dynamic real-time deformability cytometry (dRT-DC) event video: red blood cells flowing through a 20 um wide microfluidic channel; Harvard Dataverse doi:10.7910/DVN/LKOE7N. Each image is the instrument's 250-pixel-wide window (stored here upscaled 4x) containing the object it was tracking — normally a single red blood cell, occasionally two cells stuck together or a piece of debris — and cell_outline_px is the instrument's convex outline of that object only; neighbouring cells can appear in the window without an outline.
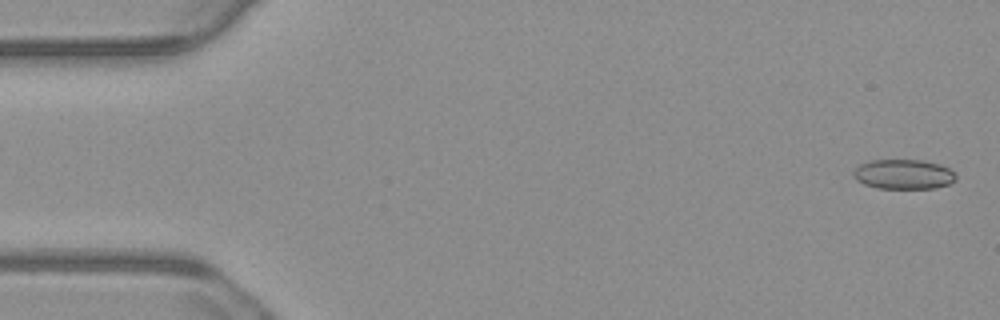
{"species": "common noctule bat (a hibernating species)", "species_latin": "Nyctalus noctula", "temperature_condition": "warm", "stored_images_in_passage": 55, "camera_frame_rate_fps": 3000, "um_per_image_px": 0.085, "animal": {"sex": "male", "body_mass_g": 23.1, "forearm_length_mm": 52.7}, "frame": {"image": 1, "passage_image": 2, "time_ms": 0.333, "image_size_px": [1000, 320], "cell_outline_px": [[956, 180], [948, 184], [936, 188], [876, 188], [864, 184], [856, 180], [852, 176], [852, 172], [860, 164], [872, 160], [924, 160], [940, 164], [948, 168], [956, 176]], "centroid_in_image_um": [76.78, 14.81], "position_along_channel_um": 8.2, "area_um2": 17.8}}
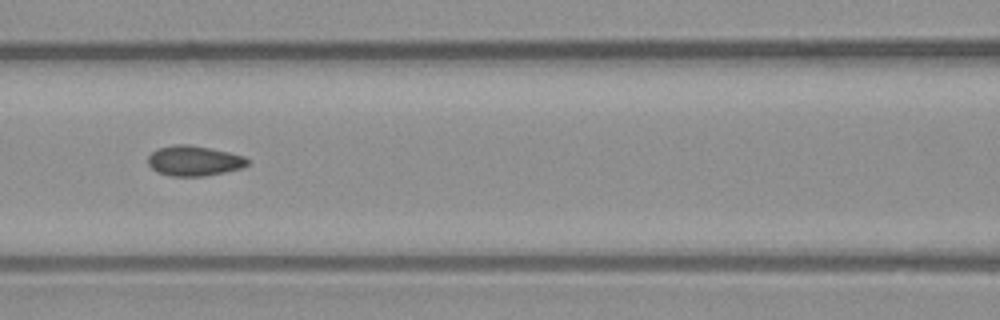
{"frame": {"image": 2, "passage_image": 24, "time_ms": 7.667, "image_size_px": [1000, 320], "cell_outline_px": [[248, 164], [244, 168], [204, 176], [168, 176], [156, 172], [148, 164], [148, 156], [156, 148], [176, 144], [188, 144], [228, 152], [244, 156], [248, 160]], "centroid_in_image_um": [16.47, 13.67], "position_along_channel_um": 150.1, "area_um2": 17.57}}
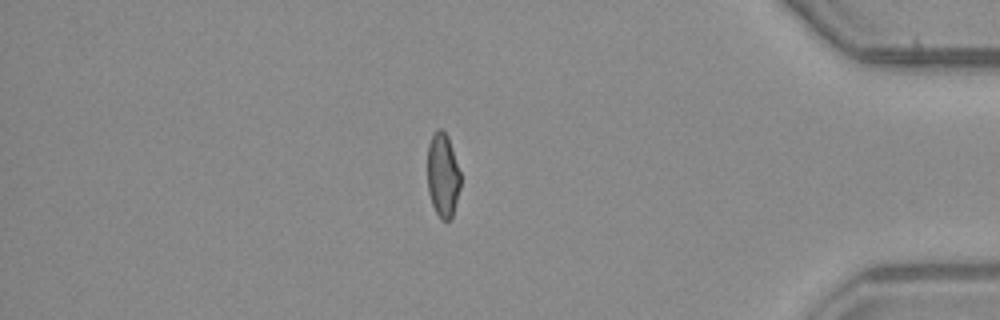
{"frame": {"image": 3, "passage_image": 47, "time_ms": 15.333, "image_size_px": [1000, 320], "cell_outline_px": [[460, 188], [452, 216], [448, 220], [440, 220], [432, 204], [428, 192], [428, 144], [436, 128], [440, 128], [448, 136], [460, 172]], "centroid_in_image_um": [37.63, 14.89], "position_along_channel_um": 397.6, "area_um2": 16.13}, "authors_computed_cell_mechanics": {"area_um2": 17.5712, "velocity_mm_per_s": 3.747, "shape_relaxation_time_tau1_ms": null, "shape_relaxation_time_tau2_ms": 1.397, "deformation_change_tau1": null, "deformation_change_tau2": 0.0666}}